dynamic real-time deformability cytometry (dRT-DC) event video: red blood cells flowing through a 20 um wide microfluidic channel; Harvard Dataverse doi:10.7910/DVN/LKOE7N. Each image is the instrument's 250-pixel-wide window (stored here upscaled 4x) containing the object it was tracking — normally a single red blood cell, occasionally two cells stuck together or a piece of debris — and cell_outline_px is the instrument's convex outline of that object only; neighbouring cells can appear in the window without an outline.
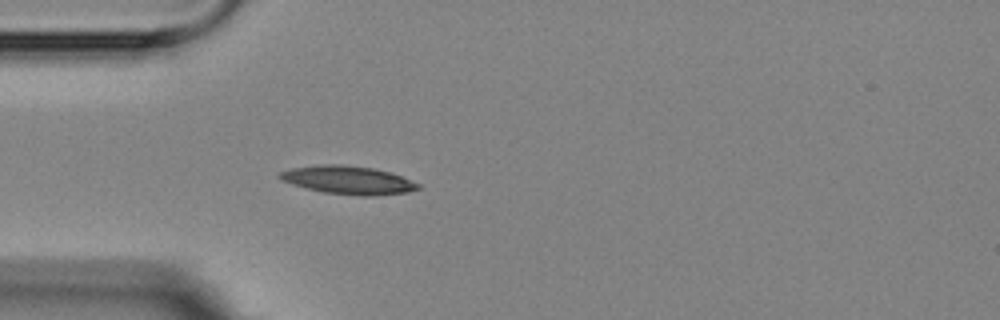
{"species": "Egyptian fruit bat (a non-hibernating species)", "species_latin": "Rousettus aegyptiacus", "temperature_condition": "room temperature", "stored_images_in_passage": 4, "camera_frame_rate_fps": 3000, "um_per_image_px": 0.085, "animal": {"sex": "female"}, "frame": {"image": 1, "passage_image": 4, "time_ms": 3.667, "image_size_px": [1000, 320], "cell_outline_px": [[420, 188], [408, 192], [372, 196], [360, 196], [324, 192], [292, 184], [280, 180], [276, 176], [280, 172], [292, 168], [320, 164], [340, 164], [372, 168], [388, 172], [400, 176], [420, 184]], "centroid_in_image_um": [29.56, 15.3], "position_along_channel_um": 55.4, "area_um2": 22.6}}